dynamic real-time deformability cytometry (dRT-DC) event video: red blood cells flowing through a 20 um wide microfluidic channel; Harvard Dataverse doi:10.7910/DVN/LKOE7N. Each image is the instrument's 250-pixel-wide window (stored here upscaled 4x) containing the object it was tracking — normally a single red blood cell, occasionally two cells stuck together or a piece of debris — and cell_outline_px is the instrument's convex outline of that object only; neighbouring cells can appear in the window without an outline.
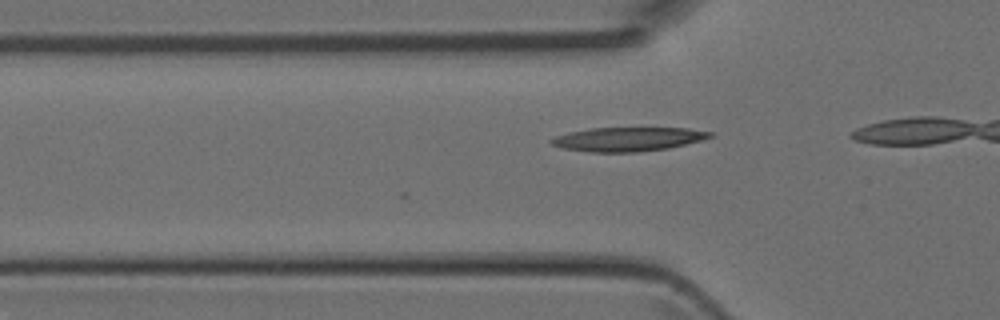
{"species": "Egyptian fruit bat (a non-hibernating species)", "species_latin": "Rousettus aegyptiacus", "temperature_condition": "room temperature", "stored_images_in_passage": 6, "camera_frame_rate_fps": 3000, "um_per_image_px": 0.085, "animal": {"sex": "female"}, "frame": {"image": 1, "passage_image": 4, "time_ms": 1.0, "image_size_px": [1000, 320], "cell_outline_px": [[716, 136], [668, 148], [636, 152], [592, 152], [564, 148], [552, 144], [548, 140], [556, 136], [568, 132], [592, 128], [688, 128], [712, 132]], "centroid_in_image_um": [53.39, 11.82], "position_along_channel_um": 72.4, "area_um2": 22.02}}